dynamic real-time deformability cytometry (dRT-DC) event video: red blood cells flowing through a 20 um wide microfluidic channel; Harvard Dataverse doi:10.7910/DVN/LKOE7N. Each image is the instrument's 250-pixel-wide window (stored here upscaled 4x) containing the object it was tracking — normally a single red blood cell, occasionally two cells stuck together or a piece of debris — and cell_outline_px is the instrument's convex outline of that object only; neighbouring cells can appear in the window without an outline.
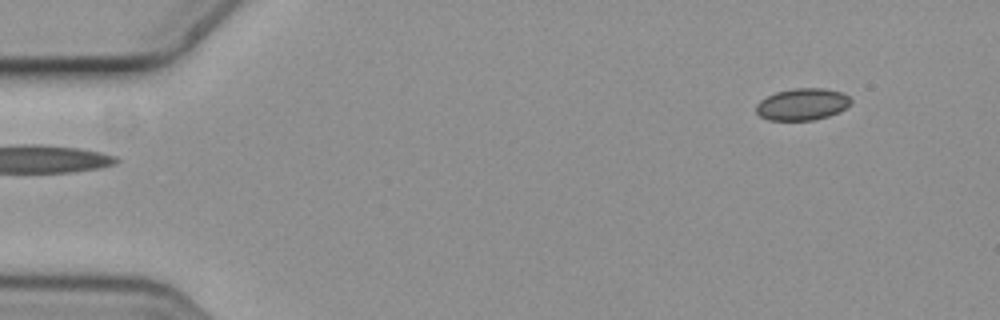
{"species": "common noctule bat (a hibernating species)", "species_latin": "Nyctalus noctula", "temperature_condition": "cold", "stored_images_in_passage": 4, "segment_of_instrument_passage": [2, 2], "camera_frame_rate_fps": 3000, "um_per_image_px": 0.085, "animal": {"sex": "female", "body_mass_g": 19.3, "forearm_length_mm": 54.1}, "frame": {"image": 1, "passage_image": 4, "time_ms": 1.0, "image_size_px": [1000, 320], "cell_outline_px": [[852, 104], [840, 112], [828, 116], [812, 120], [768, 120], [760, 116], [756, 112], [756, 104], [760, 100], [776, 92], [792, 88], [824, 88], [840, 92], [848, 96], [852, 100]], "centroid_in_image_um": [68.21, 8.86], "position_along_channel_um": 16.8, "area_um2": 17.69}}